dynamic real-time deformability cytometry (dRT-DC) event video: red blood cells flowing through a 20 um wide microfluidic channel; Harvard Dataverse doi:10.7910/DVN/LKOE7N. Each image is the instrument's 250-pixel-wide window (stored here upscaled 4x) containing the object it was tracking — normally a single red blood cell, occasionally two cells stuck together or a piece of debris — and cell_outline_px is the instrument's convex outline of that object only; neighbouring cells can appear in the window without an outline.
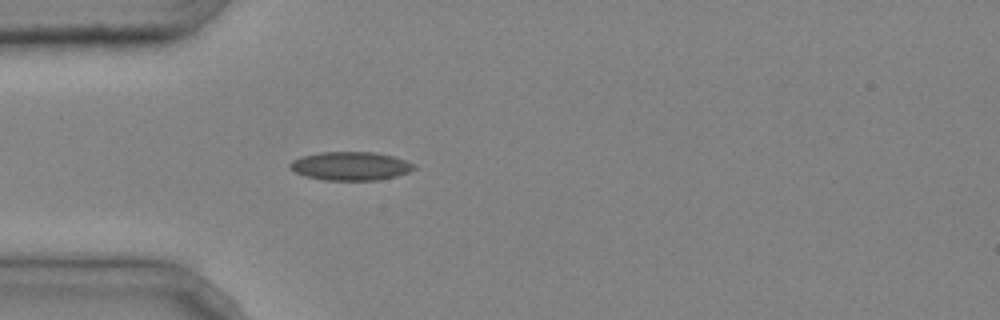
{"species": "common noctule bat (a hibernating species)", "species_latin": "Nyctalus noctula", "temperature_condition": "cold", "stored_images_in_passage": 4, "camera_frame_rate_fps": 3000, "um_per_image_px": 0.085, "animal": {"sex": "male", "body_mass_g": 20.4}, "frame": {"image": 1, "passage_image": 4, "time_ms": 1.0, "image_size_px": [1000, 320], "cell_outline_px": [[416, 168], [408, 172], [396, 176], [380, 180], [324, 180], [308, 176], [296, 172], [288, 168], [288, 164], [292, 160], [300, 156], [320, 152], [372, 152], [392, 156], [416, 164]], "centroid_in_image_um": [29.78, 14.11], "position_along_channel_um": 55.2, "area_um2": 20.63}}